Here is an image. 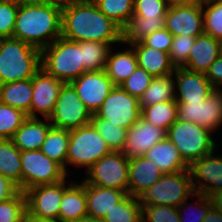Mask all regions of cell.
<instances>
[{"instance_id":"obj_8","label":"cell","mask_w":222,"mask_h":222,"mask_svg":"<svg viewBox=\"0 0 222 222\" xmlns=\"http://www.w3.org/2000/svg\"><path fill=\"white\" fill-rule=\"evenodd\" d=\"M194 194L192 180L188 170L163 174L139 198L141 205H167L179 207Z\"/></svg>"},{"instance_id":"obj_32","label":"cell","mask_w":222,"mask_h":222,"mask_svg":"<svg viewBox=\"0 0 222 222\" xmlns=\"http://www.w3.org/2000/svg\"><path fill=\"white\" fill-rule=\"evenodd\" d=\"M171 100H175L174 73L161 77H153L149 87L139 98V106L142 108Z\"/></svg>"},{"instance_id":"obj_31","label":"cell","mask_w":222,"mask_h":222,"mask_svg":"<svg viewBox=\"0 0 222 222\" xmlns=\"http://www.w3.org/2000/svg\"><path fill=\"white\" fill-rule=\"evenodd\" d=\"M0 173L22 191L21 151L11 139H0Z\"/></svg>"},{"instance_id":"obj_15","label":"cell","mask_w":222,"mask_h":222,"mask_svg":"<svg viewBox=\"0 0 222 222\" xmlns=\"http://www.w3.org/2000/svg\"><path fill=\"white\" fill-rule=\"evenodd\" d=\"M221 149L220 146L188 166L194 193L209 196L222 191V153H218Z\"/></svg>"},{"instance_id":"obj_26","label":"cell","mask_w":222,"mask_h":222,"mask_svg":"<svg viewBox=\"0 0 222 222\" xmlns=\"http://www.w3.org/2000/svg\"><path fill=\"white\" fill-rule=\"evenodd\" d=\"M87 216V199L85 195V182L74 181L63 193L60 203V222H79Z\"/></svg>"},{"instance_id":"obj_36","label":"cell","mask_w":222,"mask_h":222,"mask_svg":"<svg viewBox=\"0 0 222 222\" xmlns=\"http://www.w3.org/2000/svg\"><path fill=\"white\" fill-rule=\"evenodd\" d=\"M99 135L105 140L111 151L122 152L127 137V129L115 126L106 119L92 114L91 122Z\"/></svg>"},{"instance_id":"obj_12","label":"cell","mask_w":222,"mask_h":222,"mask_svg":"<svg viewBox=\"0 0 222 222\" xmlns=\"http://www.w3.org/2000/svg\"><path fill=\"white\" fill-rule=\"evenodd\" d=\"M95 114L128 130L141 118V107L138 98L115 86Z\"/></svg>"},{"instance_id":"obj_20","label":"cell","mask_w":222,"mask_h":222,"mask_svg":"<svg viewBox=\"0 0 222 222\" xmlns=\"http://www.w3.org/2000/svg\"><path fill=\"white\" fill-rule=\"evenodd\" d=\"M167 138V130L156 127L142 117L127 131L122 152L129 158L141 157L158 142Z\"/></svg>"},{"instance_id":"obj_4","label":"cell","mask_w":222,"mask_h":222,"mask_svg":"<svg viewBox=\"0 0 222 222\" xmlns=\"http://www.w3.org/2000/svg\"><path fill=\"white\" fill-rule=\"evenodd\" d=\"M216 135L218 133L215 134L208 128L178 119L167 130V138L179 150L188 166L220 147L221 138L217 139Z\"/></svg>"},{"instance_id":"obj_43","label":"cell","mask_w":222,"mask_h":222,"mask_svg":"<svg viewBox=\"0 0 222 222\" xmlns=\"http://www.w3.org/2000/svg\"><path fill=\"white\" fill-rule=\"evenodd\" d=\"M26 212L25 193L20 191L15 197L0 202V222H15Z\"/></svg>"},{"instance_id":"obj_41","label":"cell","mask_w":222,"mask_h":222,"mask_svg":"<svg viewBox=\"0 0 222 222\" xmlns=\"http://www.w3.org/2000/svg\"><path fill=\"white\" fill-rule=\"evenodd\" d=\"M142 222H180L177 207L142 205Z\"/></svg>"},{"instance_id":"obj_47","label":"cell","mask_w":222,"mask_h":222,"mask_svg":"<svg viewBox=\"0 0 222 222\" xmlns=\"http://www.w3.org/2000/svg\"><path fill=\"white\" fill-rule=\"evenodd\" d=\"M205 75L214 90H222V54L211 64Z\"/></svg>"},{"instance_id":"obj_37","label":"cell","mask_w":222,"mask_h":222,"mask_svg":"<svg viewBox=\"0 0 222 222\" xmlns=\"http://www.w3.org/2000/svg\"><path fill=\"white\" fill-rule=\"evenodd\" d=\"M211 207L212 204L209 196L201 193H194L177 207L180 222H202Z\"/></svg>"},{"instance_id":"obj_58","label":"cell","mask_w":222,"mask_h":222,"mask_svg":"<svg viewBox=\"0 0 222 222\" xmlns=\"http://www.w3.org/2000/svg\"><path fill=\"white\" fill-rule=\"evenodd\" d=\"M209 1L222 2V0H209Z\"/></svg>"},{"instance_id":"obj_50","label":"cell","mask_w":222,"mask_h":222,"mask_svg":"<svg viewBox=\"0 0 222 222\" xmlns=\"http://www.w3.org/2000/svg\"><path fill=\"white\" fill-rule=\"evenodd\" d=\"M212 207L222 214V191L212 193L209 195Z\"/></svg>"},{"instance_id":"obj_54","label":"cell","mask_w":222,"mask_h":222,"mask_svg":"<svg viewBox=\"0 0 222 222\" xmlns=\"http://www.w3.org/2000/svg\"><path fill=\"white\" fill-rule=\"evenodd\" d=\"M29 4H58V0H29Z\"/></svg>"},{"instance_id":"obj_2","label":"cell","mask_w":222,"mask_h":222,"mask_svg":"<svg viewBox=\"0 0 222 222\" xmlns=\"http://www.w3.org/2000/svg\"><path fill=\"white\" fill-rule=\"evenodd\" d=\"M62 35V7L21 2L13 37L43 50Z\"/></svg>"},{"instance_id":"obj_49","label":"cell","mask_w":222,"mask_h":222,"mask_svg":"<svg viewBox=\"0 0 222 222\" xmlns=\"http://www.w3.org/2000/svg\"><path fill=\"white\" fill-rule=\"evenodd\" d=\"M206 0H166L168 7L202 5Z\"/></svg>"},{"instance_id":"obj_28","label":"cell","mask_w":222,"mask_h":222,"mask_svg":"<svg viewBox=\"0 0 222 222\" xmlns=\"http://www.w3.org/2000/svg\"><path fill=\"white\" fill-rule=\"evenodd\" d=\"M144 156L150 159L163 174L188 170V165L179 150L168 138L153 145Z\"/></svg>"},{"instance_id":"obj_46","label":"cell","mask_w":222,"mask_h":222,"mask_svg":"<svg viewBox=\"0 0 222 222\" xmlns=\"http://www.w3.org/2000/svg\"><path fill=\"white\" fill-rule=\"evenodd\" d=\"M172 40L173 35L164 27L146 36L144 39L141 40V42L145 46H149L159 51L169 53L172 45Z\"/></svg>"},{"instance_id":"obj_44","label":"cell","mask_w":222,"mask_h":222,"mask_svg":"<svg viewBox=\"0 0 222 222\" xmlns=\"http://www.w3.org/2000/svg\"><path fill=\"white\" fill-rule=\"evenodd\" d=\"M20 2L0 0V38L13 37Z\"/></svg>"},{"instance_id":"obj_53","label":"cell","mask_w":222,"mask_h":222,"mask_svg":"<svg viewBox=\"0 0 222 222\" xmlns=\"http://www.w3.org/2000/svg\"><path fill=\"white\" fill-rule=\"evenodd\" d=\"M94 1L95 0H58V5L64 7L71 4L90 3Z\"/></svg>"},{"instance_id":"obj_22","label":"cell","mask_w":222,"mask_h":222,"mask_svg":"<svg viewBox=\"0 0 222 222\" xmlns=\"http://www.w3.org/2000/svg\"><path fill=\"white\" fill-rule=\"evenodd\" d=\"M221 54L222 41L202 33L196 37L194 45L190 49L188 61L183 67L190 71L206 74L211 64Z\"/></svg>"},{"instance_id":"obj_24","label":"cell","mask_w":222,"mask_h":222,"mask_svg":"<svg viewBox=\"0 0 222 222\" xmlns=\"http://www.w3.org/2000/svg\"><path fill=\"white\" fill-rule=\"evenodd\" d=\"M51 127L48 118L27 117L11 140L21 152L40 150Z\"/></svg>"},{"instance_id":"obj_56","label":"cell","mask_w":222,"mask_h":222,"mask_svg":"<svg viewBox=\"0 0 222 222\" xmlns=\"http://www.w3.org/2000/svg\"><path fill=\"white\" fill-rule=\"evenodd\" d=\"M15 222H27V210H26L25 214Z\"/></svg>"},{"instance_id":"obj_51","label":"cell","mask_w":222,"mask_h":222,"mask_svg":"<svg viewBox=\"0 0 222 222\" xmlns=\"http://www.w3.org/2000/svg\"><path fill=\"white\" fill-rule=\"evenodd\" d=\"M202 222H222V214L215 208L211 207Z\"/></svg>"},{"instance_id":"obj_27","label":"cell","mask_w":222,"mask_h":222,"mask_svg":"<svg viewBox=\"0 0 222 222\" xmlns=\"http://www.w3.org/2000/svg\"><path fill=\"white\" fill-rule=\"evenodd\" d=\"M138 61V66L145 69L152 77L171 75L175 71L170 56L164 51H159L145 46L141 41L131 44Z\"/></svg>"},{"instance_id":"obj_7","label":"cell","mask_w":222,"mask_h":222,"mask_svg":"<svg viewBox=\"0 0 222 222\" xmlns=\"http://www.w3.org/2000/svg\"><path fill=\"white\" fill-rule=\"evenodd\" d=\"M166 0H134V14L122 29V42L131 45L164 28Z\"/></svg>"},{"instance_id":"obj_25","label":"cell","mask_w":222,"mask_h":222,"mask_svg":"<svg viewBox=\"0 0 222 222\" xmlns=\"http://www.w3.org/2000/svg\"><path fill=\"white\" fill-rule=\"evenodd\" d=\"M128 192L114 188H104L85 183V195L87 199V215L103 218L108 211L115 207Z\"/></svg>"},{"instance_id":"obj_57","label":"cell","mask_w":222,"mask_h":222,"mask_svg":"<svg viewBox=\"0 0 222 222\" xmlns=\"http://www.w3.org/2000/svg\"><path fill=\"white\" fill-rule=\"evenodd\" d=\"M12 1H17V2H25V3H28L29 4V0H12Z\"/></svg>"},{"instance_id":"obj_11","label":"cell","mask_w":222,"mask_h":222,"mask_svg":"<svg viewBox=\"0 0 222 222\" xmlns=\"http://www.w3.org/2000/svg\"><path fill=\"white\" fill-rule=\"evenodd\" d=\"M92 113L78 97L71 83H64L53 113L48 118L56 128L74 129L90 124Z\"/></svg>"},{"instance_id":"obj_16","label":"cell","mask_w":222,"mask_h":222,"mask_svg":"<svg viewBox=\"0 0 222 222\" xmlns=\"http://www.w3.org/2000/svg\"><path fill=\"white\" fill-rule=\"evenodd\" d=\"M87 109L95 114L115 87L105 70L87 71L71 82Z\"/></svg>"},{"instance_id":"obj_29","label":"cell","mask_w":222,"mask_h":222,"mask_svg":"<svg viewBox=\"0 0 222 222\" xmlns=\"http://www.w3.org/2000/svg\"><path fill=\"white\" fill-rule=\"evenodd\" d=\"M32 93V78L0 84V102L22 110L27 117H30Z\"/></svg>"},{"instance_id":"obj_35","label":"cell","mask_w":222,"mask_h":222,"mask_svg":"<svg viewBox=\"0 0 222 222\" xmlns=\"http://www.w3.org/2000/svg\"><path fill=\"white\" fill-rule=\"evenodd\" d=\"M116 44L94 41L82 42L83 65L86 71L105 70L109 52Z\"/></svg>"},{"instance_id":"obj_30","label":"cell","mask_w":222,"mask_h":222,"mask_svg":"<svg viewBox=\"0 0 222 222\" xmlns=\"http://www.w3.org/2000/svg\"><path fill=\"white\" fill-rule=\"evenodd\" d=\"M70 130L51 127L40 148V151L51 160L57 162L65 172L67 163Z\"/></svg>"},{"instance_id":"obj_48","label":"cell","mask_w":222,"mask_h":222,"mask_svg":"<svg viewBox=\"0 0 222 222\" xmlns=\"http://www.w3.org/2000/svg\"><path fill=\"white\" fill-rule=\"evenodd\" d=\"M20 191L21 190L17 184L0 173V202L15 197Z\"/></svg>"},{"instance_id":"obj_42","label":"cell","mask_w":222,"mask_h":222,"mask_svg":"<svg viewBox=\"0 0 222 222\" xmlns=\"http://www.w3.org/2000/svg\"><path fill=\"white\" fill-rule=\"evenodd\" d=\"M195 40L196 37L193 36H173L171 49L168 54L175 68L183 67L187 63L190 49L193 47Z\"/></svg>"},{"instance_id":"obj_3","label":"cell","mask_w":222,"mask_h":222,"mask_svg":"<svg viewBox=\"0 0 222 222\" xmlns=\"http://www.w3.org/2000/svg\"><path fill=\"white\" fill-rule=\"evenodd\" d=\"M41 68V50L15 37L0 38V84L31 79Z\"/></svg>"},{"instance_id":"obj_17","label":"cell","mask_w":222,"mask_h":222,"mask_svg":"<svg viewBox=\"0 0 222 222\" xmlns=\"http://www.w3.org/2000/svg\"><path fill=\"white\" fill-rule=\"evenodd\" d=\"M64 82L41 68L32 77V100L30 117L49 118L53 113Z\"/></svg>"},{"instance_id":"obj_9","label":"cell","mask_w":222,"mask_h":222,"mask_svg":"<svg viewBox=\"0 0 222 222\" xmlns=\"http://www.w3.org/2000/svg\"><path fill=\"white\" fill-rule=\"evenodd\" d=\"M129 161L123 152L112 151L97 160L82 180L90 185L128 192Z\"/></svg>"},{"instance_id":"obj_6","label":"cell","mask_w":222,"mask_h":222,"mask_svg":"<svg viewBox=\"0 0 222 222\" xmlns=\"http://www.w3.org/2000/svg\"><path fill=\"white\" fill-rule=\"evenodd\" d=\"M111 152L105 140L91 123L71 129L65 173L68 176L74 175V172L70 174L72 167L75 168L73 171L84 169L83 173H85L97 160Z\"/></svg>"},{"instance_id":"obj_1","label":"cell","mask_w":222,"mask_h":222,"mask_svg":"<svg viewBox=\"0 0 222 222\" xmlns=\"http://www.w3.org/2000/svg\"><path fill=\"white\" fill-rule=\"evenodd\" d=\"M63 38L75 41L122 43V29L101 12L94 2L62 7Z\"/></svg>"},{"instance_id":"obj_18","label":"cell","mask_w":222,"mask_h":222,"mask_svg":"<svg viewBox=\"0 0 222 222\" xmlns=\"http://www.w3.org/2000/svg\"><path fill=\"white\" fill-rule=\"evenodd\" d=\"M164 27L173 36H199L204 33L202 5L168 7Z\"/></svg>"},{"instance_id":"obj_52","label":"cell","mask_w":222,"mask_h":222,"mask_svg":"<svg viewBox=\"0 0 222 222\" xmlns=\"http://www.w3.org/2000/svg\"><path fill=\"white\" fill-rule=\"evenodd\" d=\"M27 222H60V221L56 219H51V218H40V217L30 214L27 211Z\"/></svg>"},{"instance_id":"obj_5","label":"cell","mask_w":222,"mask_h":222,"mask_svg":"<svg viewBox=\"0 0 222 222\" xmlns=\"http://www.w3.org/2000/svg\"><path fill=\"white\" fill-rule=\"evenodd\" d=\"M41 67L64 83H71L87 72L83 65L82 42L56 39L41 51Z\"/></svg>"},{"instance_id":"obj_34","label":"cell","mask_w":222,"mask_h":222,"mask_svg":"<svg viewBox=\"0 0 222 222\" xmlns=\"http://www.w3.org/2000/svg\"><path fill=\"white\" fill-rule=\"evenodd\" d=\"M103 219L106 222H142V205L139 198L127 194Z\"/></svg>"},{"instance_id":"obj_13","label":"cell","mask_w":222,"mask_h":222,"mask_svg":"<svg viewBox=\"0 0 222 222\" xmlns=\"http://www.w3.org/2000/svg\"><path fill=\"white\" fill-rule=\"evenodd\" d=\"M68 179V180H67ZM75 181L67 176L64 180L47 185H38L27 189L26 210L40 218H51L59 220L60 203L64 191Z\"/></svg>"},{"instance_id":"obj_23","label":"cell","mask_w":222,"mask_h":222,"mask_svg":"<svg viewBox=\"0 0 222 222\" xmlns=\"http://www.w3.org/2000/svg\"><path fill=\"white\" fill-rule=\"evenodd\" d=\"M120 45L123 46L120 49L116 45L111 48L105 66V72L115 86H120L138 67L133 47L123 42Z\"/></svg>"},{"instance_id":"obj_40","label":"cell","mask_w":222,"mask_h":222,"mask_svg":"<svg viewBox=\"0 0 222 222\" xmlns=\"http://www.w3.org/2000/svg\"><path fill=\"white\" fill-rule=\"evenodd\" d=\"M202 10L204 33L222 41V2L206 0Z\"/></svg>"},{"instance_id":"obj_14","label":"cell","mask_w":222,"mask_h":222,"mask_svg":"<svg viewBox=\"0 0 222 222\" xmlns=\"http://www.w3.org/2000/svg\"><path fill=\"white\" fill-rule=\"evenodd\" d=\"M177 119L196 123L218 136L222 128V90H214L207 99L195 103H177ZM219 130V131H217Z\"/></svg>"},{"instance_id":"obj_19","label":"cell","mask_w":222,"mask_h":222,"mask_svg":"<svg viewBox=\"0 0 222 222\" xmlns=\"http://www.w3.org/2000/svg\"><path fill=\"white\" fill-rule=\"evenodd\" d=\"M176 103H195L205 99L214 91L204 73L177 67L174 71Z\"/></svg>"},{"instance_id":"obj_10","label":"cell","mask_w":222,"mask_h":222,"mask_svg":"<svg viewBox=\"0 0 222 222\" xmlns=\"http://www.w3.org/2000/svg\"><path fill=\"white\" fill-rule=\"evenodd\" d=\"M22 192L38 185L55 184L68 175L40 150L21 152Z\"/></svg>"},{"instance_id":"obj_21","label":"cell","mask_w":222,"mask_h":222,"mask_svg":"<svg viewBox=\"0 0 222 222\" xmlns=\"http://www.w3.org/2000/svg\"><path fill=\"white\" fill-rule=\"evenodd\" d=\"M162 175L160 169L147 157L141 156L130 159L128 194L140 198Z\"/></svg>"},{"instance_id":"obj_45","label":"cell","mask_w":222,"mask_h":222,"mask_svg":"<svg viewBox=\"0 0 222 222\" xmlns=\"http://www.w3.org/2000/svg\"><path fill=\"white\" fill-rule=\"evenodd\" d=\"M153 77L143 68L138 66L136 70L121 83L120 87L131 96L140 98L149 87Z\"/></svg>"},{"instance_id":"obj_39","label":"cell","mask_w":222,"mask_h":222,"mask_svg":"<svg viewBox=\"0 0 222 222\" xmlns=\"http://www.w3.org/2000/svg\"><path fill=\"white\" fill-rule=\"evenodd\" d=\"M26 118L22 110L0 102V139H11Z\"/></svg>"},{"instance_id":"obj_55","label":"cell","mask_w":222,"mask_h":222,"mask_svg":"<svg viewBox=\"0 0 222 222\" xmlns=\"http://www.w3.org/2000/svg\"><path fill=\"white\" fill-rule=\"evenodd\" d=\"M79 222H106L103 218H96L91 216L83 217Z\"/></svg>"},{"instance_id":"obj_38","label":"cell","mask_w":222,"mask_h":222,"mask_svg":"<svg viewBox=\"0 0 222 222\" xmlns=\"http://www.w3.org/2000/svg\"><path fill=\"white\" fill-rule=\"evenodd\" d=\"M98 9L123 29L134 14V0H95Z\"/></svg>"},{"instance_id":"obj_33","label":"cell","mask_w":222,"mask_h":222,"mask_svg":"<svg viewBox=\"0 0 222 222\" xmlns=\"http://www.w3.org/2000/svg\"><path fill=\"white\" fill-rule=\"evenodd\" d=\"M141 117L156 127L168 130L177 120V103L171 100L142 107Z\"/></svg>"}]
</instances>
